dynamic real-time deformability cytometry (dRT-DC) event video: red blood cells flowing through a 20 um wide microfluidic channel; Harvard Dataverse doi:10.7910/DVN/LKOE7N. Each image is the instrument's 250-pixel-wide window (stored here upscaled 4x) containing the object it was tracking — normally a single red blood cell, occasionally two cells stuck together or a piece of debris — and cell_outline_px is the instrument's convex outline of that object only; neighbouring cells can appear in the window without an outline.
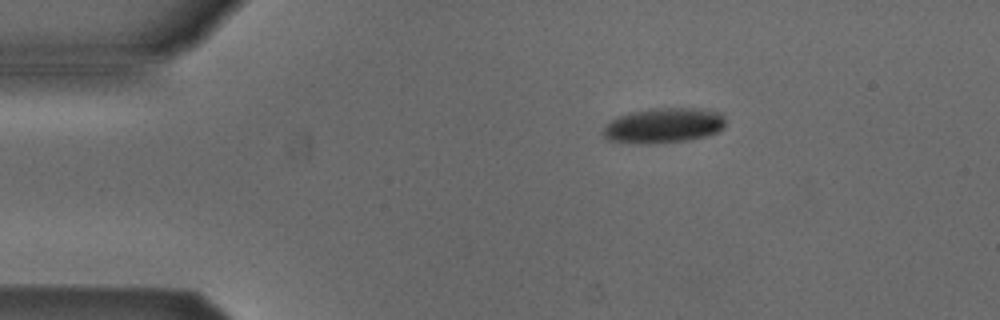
{"species": "Egyptian fruit bat (a non-hibernating species)", "species_latin": "Rousettus aegyptiacus", "temperature_condition": "cold", "stored_images_in_passage": 2, "camera_frame_rate_fps": 3000, "um_per_image_px": 0.085, "animal": {"sex": "male"}, "frame": {"image": 1, "passage_image": 1, "time_ms": 0.0, "image_size_px": [1000, 320], "cell_outline_px": [[724, 128], [716, 132], [704, 136], [688, 140], [656, 144], [636, 144], [608, 140], [600, 132], [612, 120], [620, 116], [632, 112], [652, 108], [692, 108], [716, 112], [724, 116]], "centroid_in_image_um": [56.37, 10.69], "position_along_channel_um": 28.6, "area_um2": 24.91}}